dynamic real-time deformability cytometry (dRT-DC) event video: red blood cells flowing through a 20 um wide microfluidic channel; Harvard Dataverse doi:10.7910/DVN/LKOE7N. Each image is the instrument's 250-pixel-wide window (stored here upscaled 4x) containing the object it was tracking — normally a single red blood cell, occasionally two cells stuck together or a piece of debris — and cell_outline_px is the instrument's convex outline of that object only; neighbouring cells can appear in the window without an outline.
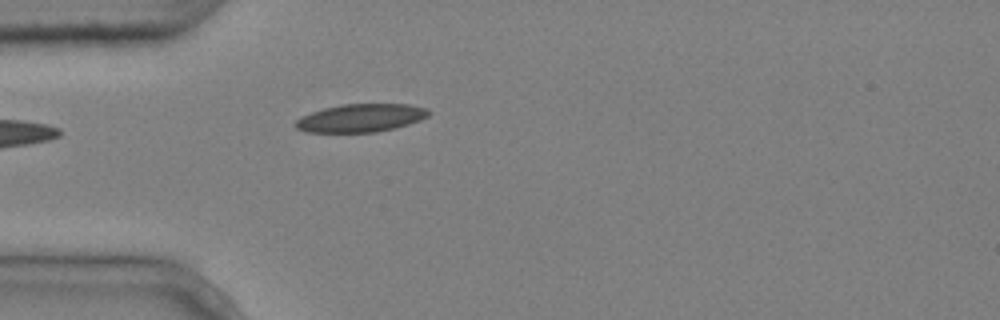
{"species": "common noctule bat (a hibernating species)", "species_latin": "Nyctalus noctula", "temperature_condition": "cold", "stored_images_in_passage": 4, "camera_frame_rate_fps": 3000, "um_per_image_px": 0.085, "animal": {"sex": "male", "body_mass_g": 20.4}, "frame": {"image": 1, "passage_image": 4, "time_ms": 1.0, "image_size_px": [1000, 320], "cell_outline_px": [[428, 116], [420, 120], [396, 128], [376, 132], [308, 132], [296, 128], [296, 120], [300, 116], [324, 108], [340, 104], [408, 104], [428, 108]], "centroid_in_image_um": [30.67, 10.02], "position_along_channel_um": 54.3, "area_um2": 21.73}}